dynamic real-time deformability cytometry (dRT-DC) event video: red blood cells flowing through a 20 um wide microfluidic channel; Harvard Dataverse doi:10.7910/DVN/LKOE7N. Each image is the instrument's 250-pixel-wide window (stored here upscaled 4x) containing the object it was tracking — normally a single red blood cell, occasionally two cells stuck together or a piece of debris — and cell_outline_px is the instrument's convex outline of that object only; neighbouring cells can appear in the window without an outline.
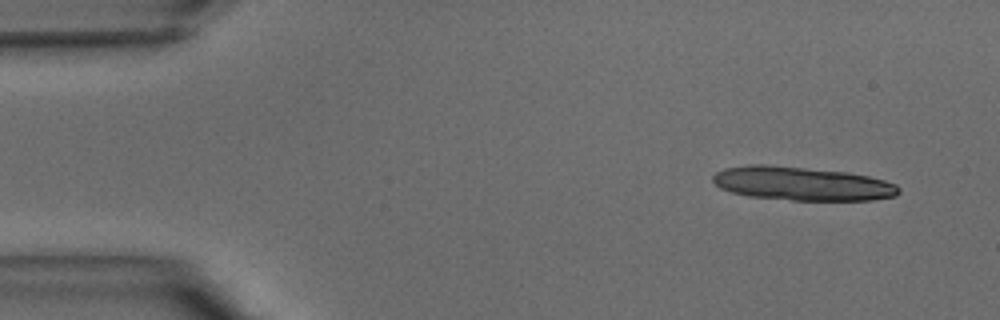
{"species": "common noctule bat (a hibernating species)", "species_latin": "Nyctalus noctula", "temperature_condition": "warm", "stored_images_in_passage": 38, "segment_of_instrument_passage": [1, 2], "camera_frame_rate_fps": 3000, "um_per_image_px": 0.085, "animal": {"sex": "male", "body_mass_g": 15.6}, "frame": {"image": 1, "passage_image": 1, "time_ms": 0.0, "image_size_px": [1000, 320], "cell_outline_px": [[900, 192], [896, 196], [872, 200], [792, 200], [748, 196], [732, 192], [720, 188], [712, 180], [712, 176], [716, 172], [724, 168], [748, 164], [764, 164], [848, 172], [868, 176], [884, 180], [896, 184], [900, 188]], "centroid_in_image_um": [68.16, 15.6], "position_along_channel_um": 16.8, "area_um2": 36.59}}